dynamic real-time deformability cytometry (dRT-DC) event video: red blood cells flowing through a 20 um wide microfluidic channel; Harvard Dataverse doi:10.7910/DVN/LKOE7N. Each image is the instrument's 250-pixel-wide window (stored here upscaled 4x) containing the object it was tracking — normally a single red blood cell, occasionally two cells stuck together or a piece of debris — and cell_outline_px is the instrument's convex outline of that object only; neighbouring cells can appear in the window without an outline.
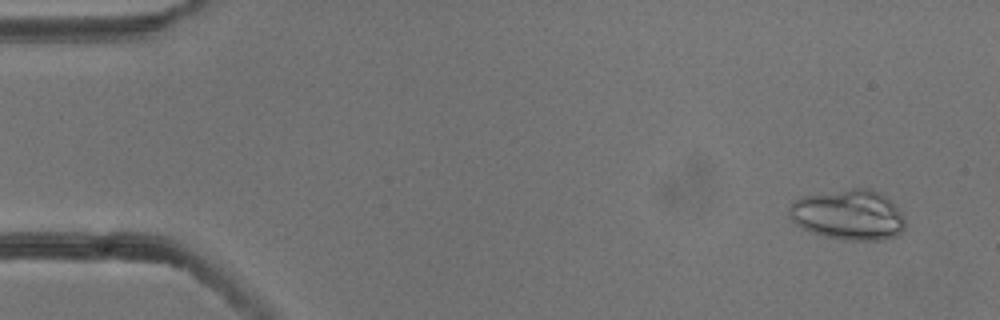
{"species": "common noctule bat (a hibernating species)", "species_latin": "Nyctalus noctula", "temperature_condition": "cold", "stored_images_in_passage": 4, "camera_frame_rate_fps": 3000, "um_per_image_px": 0.085, "animal": {"sex": "male", "body_mass_g": 13.3}, "frame": {"image": 1, "passage_image": 1, "time_ms": 0.0, "image_size_px": [1000, 320], "cell_outline_px": [[904, 228], [900, 236], [880, 240], [844, 240], [824, 236], [800, 228], [788, 216], [788, 208], [800, 196], [852, 188], [868, 188], [880, 192], [904, 216]], "centroid_in_image_um": [72.1, 18.27], "position_along_channel_um": 12.9, "area_um2": 34.16}}